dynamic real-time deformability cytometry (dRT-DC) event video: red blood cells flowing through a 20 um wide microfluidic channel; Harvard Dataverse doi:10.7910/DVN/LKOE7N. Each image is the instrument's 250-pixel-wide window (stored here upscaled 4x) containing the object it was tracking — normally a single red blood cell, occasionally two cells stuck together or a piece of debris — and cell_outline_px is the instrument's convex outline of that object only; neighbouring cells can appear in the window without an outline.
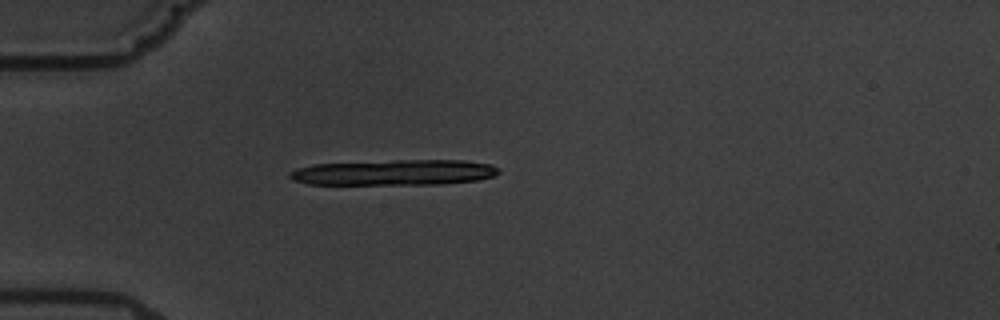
{"species": "common noctule bat (a hibernating species)", "species_latin": "Nyctalus noctula", "temperature_condition": "warm", "stored_images_in_passage": 1, "camera_frame_rate_fps": 3000, "um_per_image_px": 0.085, "animal": {"sex": "male", "body_mass_g": 19.5, "forearm_length_mm": 54.6}, "frame": {"image": 1, "passage_image": 1, "time_ms": 0.0, "image_size_px": [1000, 320], "cell_outline_px": [[500, 172], [496, 176], [476, 180], [440, 184], [308, 184], [292, 180], [288, 176], [288, 172], [296, 168], [316, 164], [396, 160], [460, 160], [492, 164], [500, 168]], "centroid_in_image_um": [33.53, 14.65], "position_along_channel_um": 51.5, "area_um2": 31.27}}